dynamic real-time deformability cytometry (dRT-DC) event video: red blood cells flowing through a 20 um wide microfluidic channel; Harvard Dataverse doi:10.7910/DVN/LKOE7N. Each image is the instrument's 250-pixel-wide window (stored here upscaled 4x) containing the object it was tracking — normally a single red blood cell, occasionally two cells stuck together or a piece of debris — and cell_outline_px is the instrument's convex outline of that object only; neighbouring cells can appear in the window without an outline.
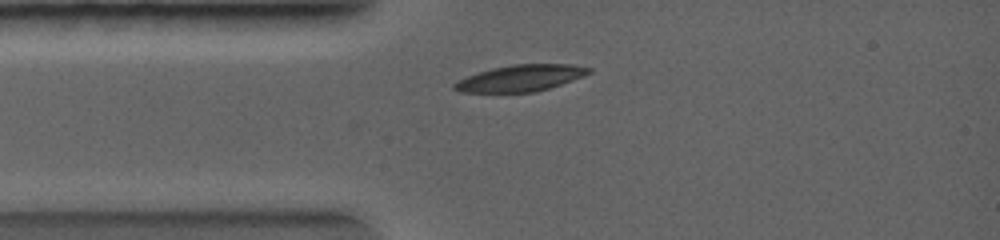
{"species": "common noctule bat (a hibernating species)", "species_latin": "Nyctalus noctula", "temperature_condition": "warm", "stored_images_in_passage": 1, "camera_frame_rate_fps": 5000, "um_per_image_px": 0.085, "animal": {"sex": "female", "body_mass_g": 19.0, "forearm_length_mm": 56.7}, "frame": {"image": 1, "passage_image": 1, "time_ms": 0.0, "image_size_px": [1000, 240], "cell_outline_px": [[592, 72], [584, 76], [536, 92], [460, 92], [452, 88], [452, 84], [468, 76], [492, 68], [512, 64], [568, 64], [592, 68]], "centroid_in_image_um": [44.26, 6.64], "position_along_channel_um": 40.7, "area_um2": 20.52}}